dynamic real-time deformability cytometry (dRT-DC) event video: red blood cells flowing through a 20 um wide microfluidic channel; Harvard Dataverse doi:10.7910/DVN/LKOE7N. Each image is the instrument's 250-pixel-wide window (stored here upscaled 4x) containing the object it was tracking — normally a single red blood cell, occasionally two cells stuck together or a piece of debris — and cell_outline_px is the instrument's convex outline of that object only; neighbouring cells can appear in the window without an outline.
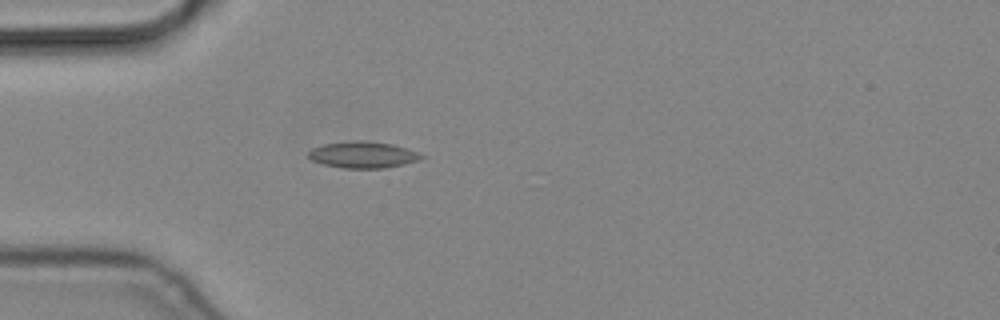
{"species": "common noctule bat (a hibernating species)", "species_latin": "Nyctalus noctula", "temperature_condition": "cold", "stored_images_in_passage": 1, "camera_frame_rate_fps": 3000, "um_per_image_px": 0.085, "animal": {"sex": "male", "body_mass_g": 19.2, "forearm_length_mm": 51.8}, "frame": {"image": 1, "passage_image": 1, "time_ms": 0.0, "image_size_px": [1000, 320], "cell_outline_px": [[424, 156], [420, 160], [404, 164], [384, 168], [344, 168], [324, 164], [312, 160], [308, 156], [308, 152], [312, 148], [324, 144], [352, 140], [364, 140], [392, 144], [408, 148]], "centroid_in_image_um": [30.85, 13.14], "position_along_channel_um": 54.1, "area_um2": 17.4}}